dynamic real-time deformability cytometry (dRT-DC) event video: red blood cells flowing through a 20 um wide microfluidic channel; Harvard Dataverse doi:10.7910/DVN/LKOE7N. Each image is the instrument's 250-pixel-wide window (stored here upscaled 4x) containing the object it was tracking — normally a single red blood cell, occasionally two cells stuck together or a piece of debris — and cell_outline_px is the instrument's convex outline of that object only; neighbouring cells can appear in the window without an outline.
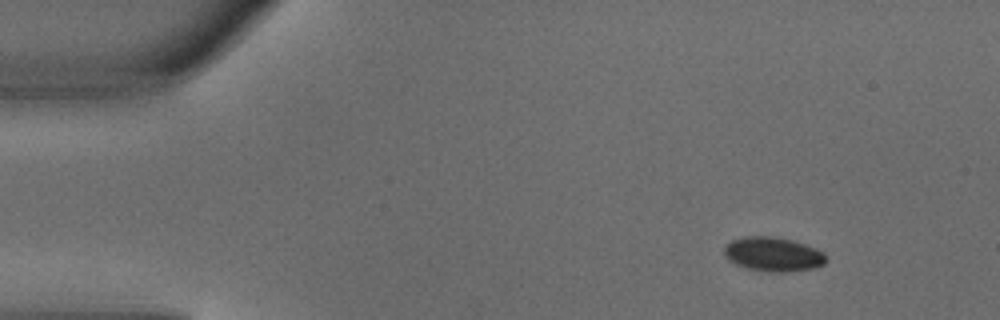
{"species": "common noctule bat (a hibernating species)", "species_latin": "Nyctalus noctula", "temperature_condition": "warm", "stored_images_in_passage": 3, "camera_frame_rate_fps": 3000, "um_per_image_px": 0.085, "animal": {"sex": "male", "body_mass_g": 18.8}, "frame": {"image": 1, "passage_image": 1, "time_ms": 0.0, "image_size_px": [1000, 320], "cell_outline_px": [[828, 260], [824, 264], [816, 268], [784, 272], [768, 272], [748, 268], [736, 264], [728, 260], [724, 256], [724, 248], [732, 240], [744, 236], [772, 236], [792, 240], [816, 248], [824, 252]], "centroid_in_image_um": [65.74, 21.61], "position_along_channel_um": 19.3, "area_um2": 20.46}}
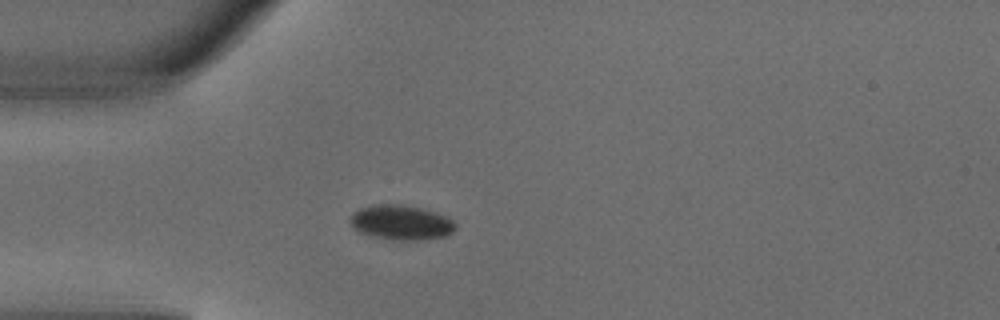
{"frame": {"image": 2, "passage_image": 3, "time_ms": 0.667, "image_size_px": [1000, 320], "cell_outline_px": [[456, 228], [452, 232], [444, 236], [420, 240], [400, 240], [376, 236], [360, 232], [348, 220], [352, 212], [360, 208], [372, 204], [400, 204], [420, 208], [436, 212], [448, 216], [456, 224]], "centroid_in_image_um": [34.11, 18.89], "position_along_channel_um": 50.9, "area_um2": 21.21}}